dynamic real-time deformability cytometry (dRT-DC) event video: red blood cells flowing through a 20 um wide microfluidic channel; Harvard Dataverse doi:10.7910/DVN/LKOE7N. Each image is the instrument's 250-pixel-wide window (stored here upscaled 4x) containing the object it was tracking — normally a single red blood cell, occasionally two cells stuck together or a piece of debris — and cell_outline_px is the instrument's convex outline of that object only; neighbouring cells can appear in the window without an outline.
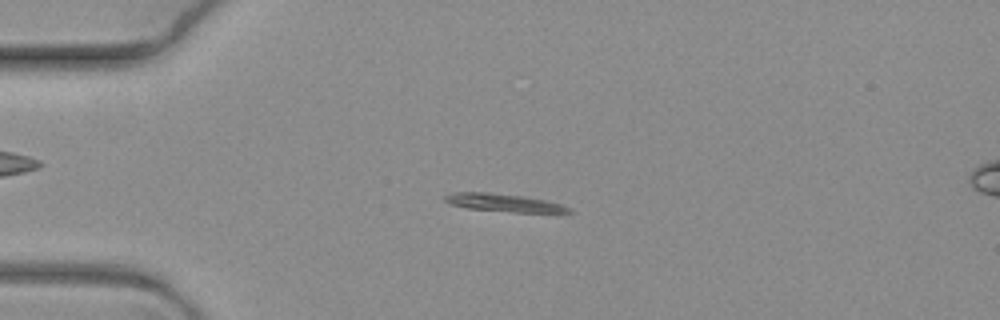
{"species": "common noctule bat (a hibernating species)", "species_latin": "Nyctalus noctula", "temperature_condition": "warm", "stored_images_in_passage": 5, "camera_frame_rate_fps": 3000, "um_per_image_px": 0.085, "animal": {"sex": "female", "body_mass_g": 19.3, "forearm_length_mm": 54.1}, "frame": {"image": 1, "passage_image": 5, "time_ms": 1.333, "image_size_px": [1000, 320], "cell_outline_px": [[572, 212], [512, 212], [468, 208], [448, 204], [444, 200], [444, 196], [452, 192], [488, 192], [524, 196], [548, 200], [572, 208]], "centroid_in_image_um": [42.8, 17.22], "position_along_channel_um": 42.2, "area_um2": 12.95}}